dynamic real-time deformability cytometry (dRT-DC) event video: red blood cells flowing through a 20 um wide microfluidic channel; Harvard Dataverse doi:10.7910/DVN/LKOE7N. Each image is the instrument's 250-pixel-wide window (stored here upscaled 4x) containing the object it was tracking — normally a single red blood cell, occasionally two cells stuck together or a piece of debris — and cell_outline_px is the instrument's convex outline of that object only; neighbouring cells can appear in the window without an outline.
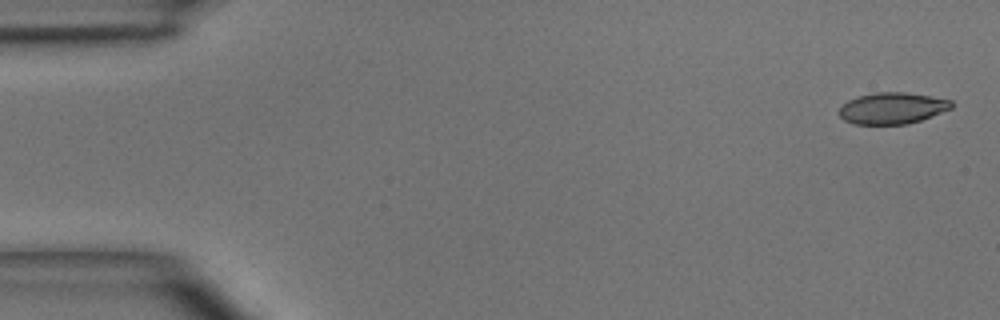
{"species": "common noctule bat (a hibernating species)", "species_latin": "Nyctalus noctula", "temperature_condition": "room temperature", "stored_images_in_passage": 5, "camera_frame_rate_fps": 3000, "um_per_image_px": 0.085, "animal": {"sex": "male", "body_mass_g": 15.6}, "frame": {"image": 1, "passage_image": 1, "time_ms": 0.0, "image_size_px": [1000, 320], "cell_outline_px": [[952, 108], [920, 120], [908, 124], [852, 124], [844, 120], [840, 116], [840, 108], [848, 100], [856, 96], [876, 92], [904, 92], [952, 100]], "centroid_in_image_um": [75.82, 9.19], "position_along_channel_um": 9.2, "area_um2": 20.4}}
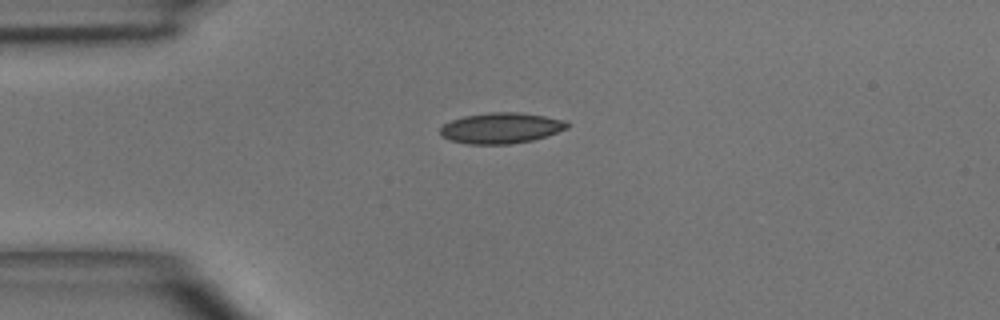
{"frame": {"image": 2, "passage_image": 4, "time_ms": 3.333, "image_size_px": [1000, 320], "cell_outline_px": [[568, 128], [532, 140], [508, 144], [468, 144], [452, 140], [440, 136], [440, 128], [444, 124], [452, 120], [464, 116], [488, 112], [516, 112], [544, 116], [564, 120], [568, 124]], "centroid_in_image_um": [42.55, 10.88], "position_along_channel_um": 42.4, "area_um2": 22.48}}